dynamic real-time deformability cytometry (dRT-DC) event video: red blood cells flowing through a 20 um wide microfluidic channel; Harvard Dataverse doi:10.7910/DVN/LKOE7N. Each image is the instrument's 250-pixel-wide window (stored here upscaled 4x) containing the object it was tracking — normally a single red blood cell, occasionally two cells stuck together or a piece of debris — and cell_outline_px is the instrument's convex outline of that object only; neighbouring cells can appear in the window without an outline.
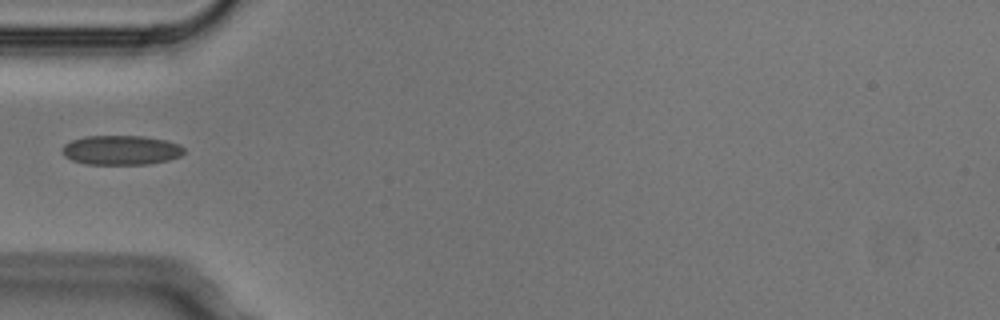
{"species": "Egyptian fruit bat (a non-hibernating species)", "species_latin": "Rousettus aegyptiacus", "temperature_condition": "cold", "stored_images_in_passage": 1, "camera_frame_rate_fps": 3000, "um_per_image_px": 0.085, "animal": {"sex": "male"}, "frame": {"image": 1, "passage_image": 1, "time_ms": 0.0, "image_size_px": [1000, 320], "cell_outline_px": [[184, 152], [180, 156], [168, 160], [148, 164], [84, 164], [72, 160], [64, 156], [64, 144], [72, 140], [84, 136], [144, 136], [164, 140], [180, 144], [184, 148]], "centroid_in_image_um": [10.3, 12.76], "position_along_channel_um": 74.7, "area_um2": 20.87}}